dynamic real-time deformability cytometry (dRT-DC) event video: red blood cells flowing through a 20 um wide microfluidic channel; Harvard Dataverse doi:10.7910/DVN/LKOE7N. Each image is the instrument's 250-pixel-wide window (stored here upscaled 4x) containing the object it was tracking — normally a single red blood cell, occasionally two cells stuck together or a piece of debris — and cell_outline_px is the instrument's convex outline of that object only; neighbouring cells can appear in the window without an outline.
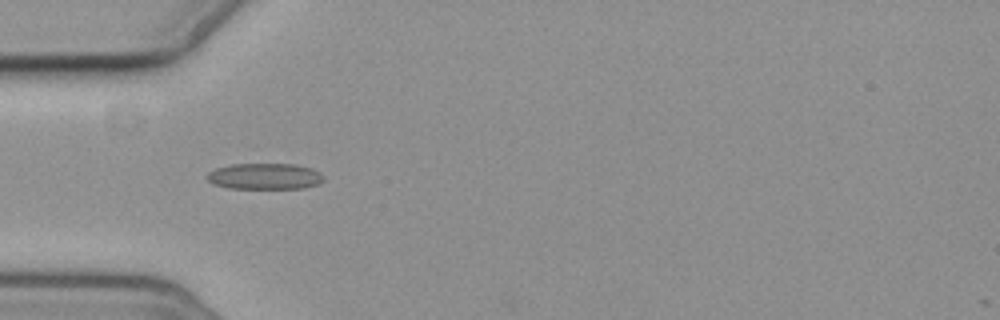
{"species": "common noctule bat (a hibernating species)", "species_latin": "Nyctalus noctula", "temperature_condition": "cold", "stored_images_in_passage": 5, "camera_frame_rate_fps": 3000, "um_per_image_px": 0.085, "animal": {"sex": "female", "body_mass_g": 19.3, "forearm_length_mm": 54.1}, "frame": {"image": 1, "passage_image": 4, "time_ms": 5.0, "image_size_px": [1000, 320], "cell_outline_px": [[324, 180], [320, 184], [304, 188], [228, 188], [212, 184], [208, 180], [208, 172], [216, 168], [232, 164], [296, 164], [312, 168], [320, 172], [324, 176]], "centroid_in_image_um": [22.54, 14.98], "position_along_channel_um": 62.5, "area_um2": 17.86}}
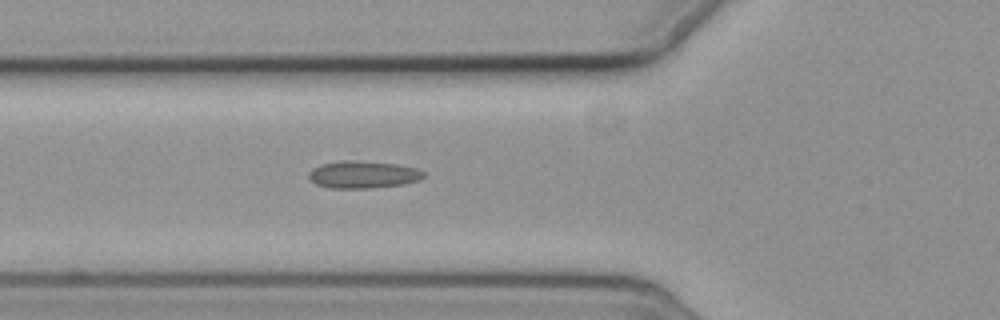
{"frame": {"image": 2, "passage_image": 5, "time_ms": 6.0, "image_size_px": [1000, 320], "cell_outline_px": [[424, 176], [420, 180], [404, 184], [372, 188], [328, 188], [316, 184], [308, 176], [308, 172], [312, 168], [320, 164], [344, 160], [356, 160], [396, 164], [416, 168], [424, 172]], "centroid_in_image_um": [30.84, 14.84], "position_along_channel_um": 95.0, "area_um2": 18.38}}